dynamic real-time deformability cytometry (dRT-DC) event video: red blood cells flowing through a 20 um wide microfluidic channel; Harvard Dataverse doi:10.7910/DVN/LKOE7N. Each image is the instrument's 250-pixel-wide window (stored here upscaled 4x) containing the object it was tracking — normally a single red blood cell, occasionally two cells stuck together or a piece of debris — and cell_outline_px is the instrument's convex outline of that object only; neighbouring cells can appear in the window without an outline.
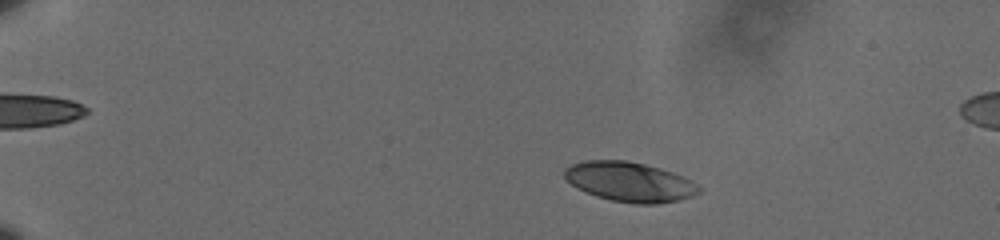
{"species": "human", "species_latin": "Homo sapiens", "temperature_condition": "cold", "stored_images_in_passage": 57, "camera_frame_rate_fps": 3000, "um_per_image_px": 0.085, "donor": {"sex": "male"}, "frame": {"image": 1, "passage_image": 9, "time_ms": 2.667, "image_size_px": [1000, 240], "cell_outline_px": [[700, 192], [692, 196], [676, 200], [656, 204], [636, 204], [612, 200], [596, 196], [572, 184], [564, 176], [564, 168], [572, 164], [584, 160], [628, 160], [644, 164], [672, 172], [684, 176], [692, 180], [700, 188]], "centroid_in_image_um": [53.53, 15.44], "position_along_channel_um": 31.5, "area_um2": 30.81}}
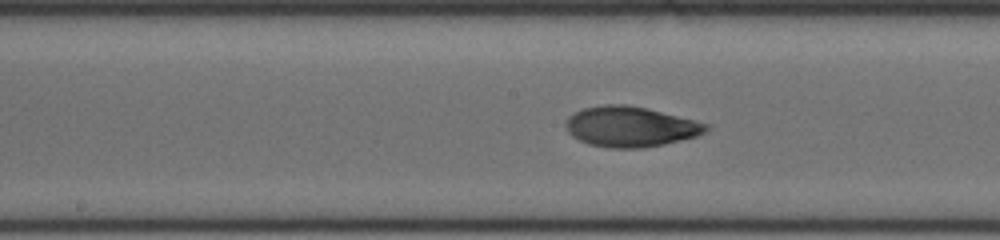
{"frame": {"image": 2, "passage_image": 31, "time_ms": 10.0, "image_size_px": [1000, 240], "cell_outline_px": [[712, 124], [700, 136], [664, 144], [644, 148], [608, 148], [588, 144], [572, 136], [568, 132], [564, 124], [568, 116], [584, 108], [604, 104], [624, 104], [648, 108]], "centroid_in_image_um": [53.61, 10.77], "position_along_channel_um": 194.6, "area_um2": 33.35}}
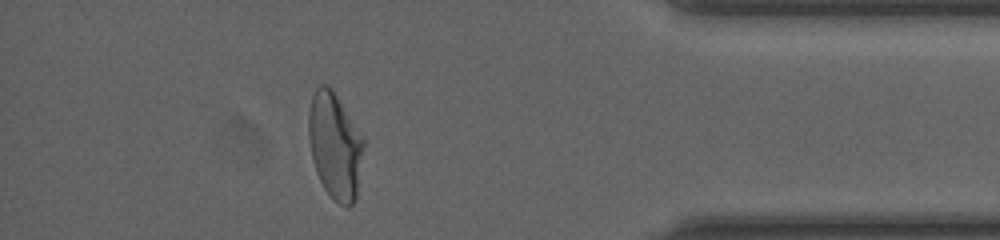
{"frame": {"image": 3, "passage_image": 51, "time_ms": 16.667, "image_size_px": [1000, 240], "cell_outline_px": [[364, 148], [356, 196], [352, 204], [348, 208], [332, 200], [324, 188], [316, 172], [312, 160], [308, 136], [308, 112], [312, 96], [316, 84], [324, 84], [332, 88], [364, 140]], "centroid_in_image_um": [28.44, 12.39], "position_along_channel_um": 406.8, "area_um2": 34.16}, "authors_computed_cell_mechanics": {"area_um2": 31.9634, "velocity_mm_per_s": 3.5918, "shape_relaxation_time_tau1_ms": 5.3886, "shape_relaxation_time_tau2_ms": 1.57, "deformation_change_tau1": 0.2001, "deformation_change_tau2": 0.0647}}